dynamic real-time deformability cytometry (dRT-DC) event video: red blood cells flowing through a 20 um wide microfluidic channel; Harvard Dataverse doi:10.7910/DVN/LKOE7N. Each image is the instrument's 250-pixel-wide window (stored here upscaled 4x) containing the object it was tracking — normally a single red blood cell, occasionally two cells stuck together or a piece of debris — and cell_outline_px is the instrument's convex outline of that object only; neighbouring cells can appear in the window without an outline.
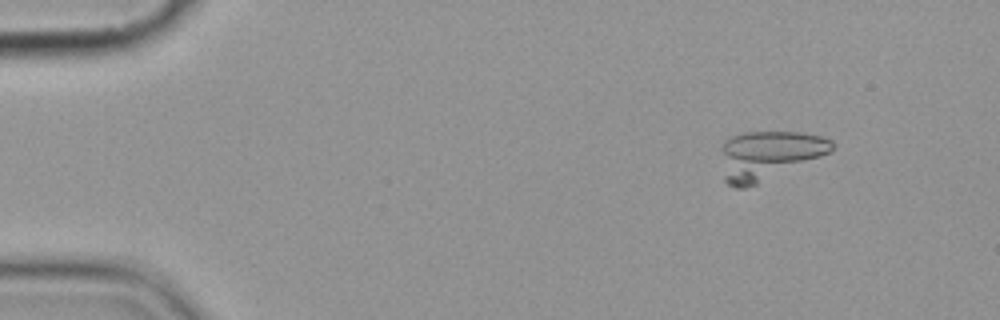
{"species": "common noctule bat (a hibernating species)", "species_latin": "Nyctalus noctula", "temperature_condition": "cold", "stored_images_in_passage": 5, "camera_frame_rate_fps": 3000, "um_per_image_px": 0.085, "animal": {"sex": "female", "body_mass_g": 19.9}, "frame": {"image": 1, "passage_image": 2, "time_ms": 1.0, "image_size_px": [1000, 320], "cell_outline_px": [[832, 148], [828, 152], [820, 156], [756, 184], [744, 188], [736, 188], [728, 184], [724, 180], [720, 148], [724, 140], [732, 136], [744, 132], [800, 132], [820, 136], [832, 140]], "centroid_in_image_um": [65.25, 13.18], "position_along_channel_um": 19.8, "area_um2": 31.1}}
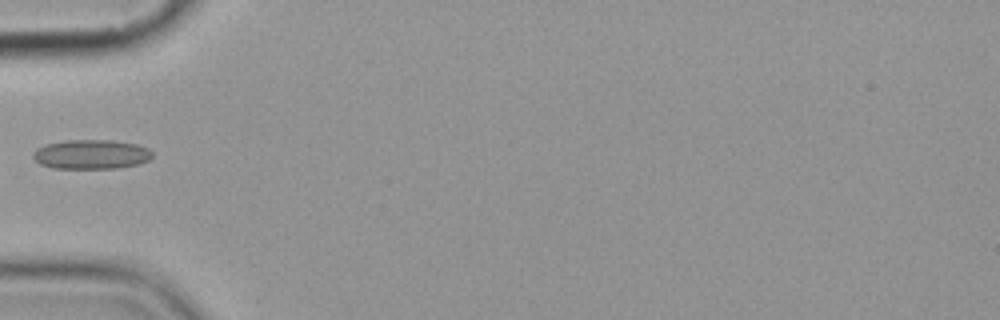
{"frame": {"image": 2, "passage_image": 5, "time_ms": 5.333, "image_size_px": [1000, 320], "cell_outline_px": [[152, 156], [148, 160], [140, 164], [116, 168], [52, 168], [40, 164], [32, 156], [36, 148], [44, 144], [64, 140], [112, 140], [136, 144], [148, 148], [152, 152]], "centroid_in_image_um": [7.74, 13.11], "position_along_channel_um": 77.3, "area_um2": 20.52}}